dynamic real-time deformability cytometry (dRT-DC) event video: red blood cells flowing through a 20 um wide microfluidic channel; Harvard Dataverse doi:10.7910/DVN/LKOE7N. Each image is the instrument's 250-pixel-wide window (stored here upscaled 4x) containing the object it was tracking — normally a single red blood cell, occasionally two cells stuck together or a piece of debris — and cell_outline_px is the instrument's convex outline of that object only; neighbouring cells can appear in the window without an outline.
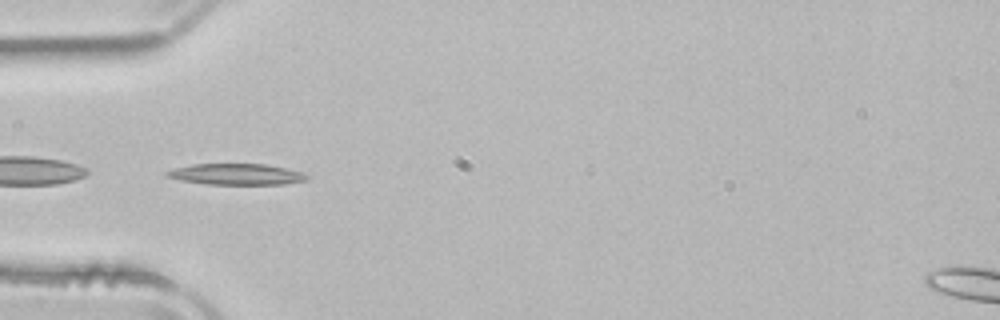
{"species": "common noctule bat (a hibernating species)", "species_latin": "Nyctalus noctula", "temperature_condition": "room temperature", "stored_images_in_passage": 36, "camera_frame_rate_fps": 3000, "um_per_image_px": 0.085, "animal": {"sex": "male", "body_mass_g": 21.5, "forearm_length_mm": 52.0}, "frame": {"image": 1, "passage_image": 1, "time_ms": 0.0, "image_size_px": [1000, 320], "cell_outline_px": [[308, 176], [304, 180], [284, 184], [208, 184], [180, 180], [164, 176], [164, 172], [176, 168], [192, 164], [268, 164], [288, 168], [300, 172]], "centroid_in_image_um": [20.05, 14.8], "position_along_channel_um": 64.9, "area_um2": 17.11}, "authors_computed_cell_mechanics": {"area_um2": 16.2129, "velocity_mm_per_s": 3.9266, "shape_relaxation_time_tau1_ms": 9.4874, "shape_relaxation_time_tau2_ms": 5.9611, "deformation_change_tau1": 0.2824, "deformation_change_tau2": 0.1661}}